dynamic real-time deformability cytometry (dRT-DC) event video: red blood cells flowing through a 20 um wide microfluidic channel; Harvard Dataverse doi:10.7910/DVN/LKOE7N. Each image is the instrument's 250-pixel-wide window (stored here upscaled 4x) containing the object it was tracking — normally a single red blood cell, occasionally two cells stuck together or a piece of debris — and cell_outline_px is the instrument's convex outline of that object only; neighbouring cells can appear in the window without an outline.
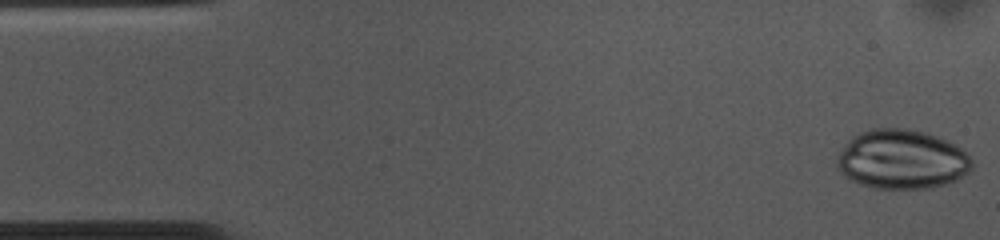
{"species": "common noctule bat (a hibernating species)", "species_latin": "Nyctalus noctula", "temperature_condition": "cold", "stored_images_in_passage": 53, "camera_frame_rate_fps": 3000, "um_per_image_px": 0.085, "animal": {"sex": "female", "body_mass_g": 10.0, "forearm_length_mm": 53.1}, "frame": {"image": 1, "passage_image": 1, "time_ms": 0.0, "image_size_px": [1000, 240], "cell_outline_px": [[972, 168], [968, 172], [956, 180], [948, 184], [932, 188], [872, 188], [860, 184], [844, 176], [836, 168], [836, 160], [844, 144], [852, 136], [860, 132], [872, 128], [904, 128], [924, 132], [936, 136], [960, 148], [972, 160]], "centroid_in_image_um": [76.62, 13.56], "position_along_channel_um": 8.4, "area_um2": 46.7}}
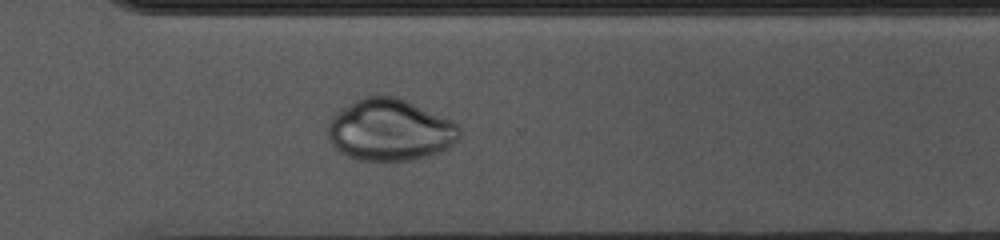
{"frame": {"image": 2, "passage_image": 37, "time_ms": 12.0, "image_size_px": [1000, 240], "cell_outline_px": [[460, 140], [444, 152], [428, 156], [408, 160], [360, 160], [348, 156], [340, 152], [328, 140], [328, 124], [332, 116], [336, 112], [356, 100], [364, 96], [396, 96], [452, 120], [460, 128]], "centroid_in_image_um": [33.18, 11.06], "position_along_channel_um": 337.4, "area_um2": 47.45}}
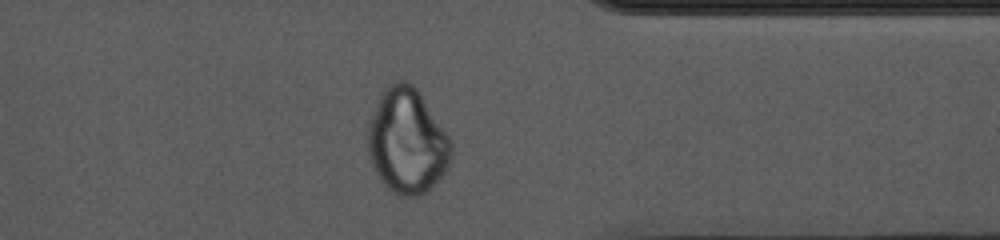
{"frame": {"image": 3, "passage_image": 41, "time_ms": 13.333, "image_size_px": [1000, 240], "cell_outline_px": [[452, 156], [448, 168], [420, 196], [404, 196], [392, 192], [380, 180], [372, 164], [368, 152], [368, 124], [376, 104], [384, 88], [396, 80], [404, 80], [412, 84], [416, 88], [452, 140]], "centroid_in_image_um": [34.6, 11.99], "position_along_channel_um": 376.8, "area_um2": 50.69}}